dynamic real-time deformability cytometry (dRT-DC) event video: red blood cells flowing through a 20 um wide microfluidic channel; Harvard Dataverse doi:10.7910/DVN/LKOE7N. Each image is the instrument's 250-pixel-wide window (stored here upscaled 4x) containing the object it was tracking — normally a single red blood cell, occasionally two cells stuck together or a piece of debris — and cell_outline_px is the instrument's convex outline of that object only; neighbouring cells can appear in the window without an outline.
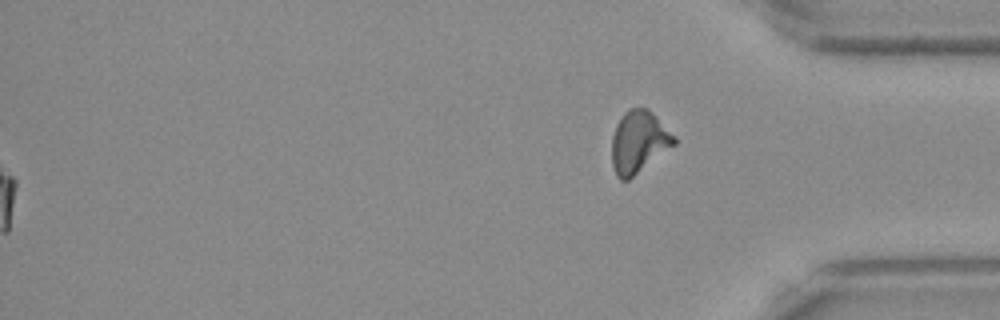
{"species": "Egyptian fruit bat (a non-hibernating species)", "species_latin": "Rousettus aegyptiacus", "temperature_condition": "warm", "stored_images_in_passage": 54, "segment_of_instrument_passage": [2, 2], "camera_frame_rate_fps": 3000, "um_per_image_px": 0.085, "frame": {"image": 1, "passage_image": 54, "time_ms": 17.667, "image_size_px": [1000, 320], "cell_outline_px": [[676, 144], [628, 180], [620, 180], [616, 176], [612, 164], [612, 136], [616, 124], [624, 112], [628, 108], [648, 108], [676, 136]], "centroid_in_image_um": [54.29, 12.05], "position_along_channel_um": 380.9, "area_um2": 22.6}}